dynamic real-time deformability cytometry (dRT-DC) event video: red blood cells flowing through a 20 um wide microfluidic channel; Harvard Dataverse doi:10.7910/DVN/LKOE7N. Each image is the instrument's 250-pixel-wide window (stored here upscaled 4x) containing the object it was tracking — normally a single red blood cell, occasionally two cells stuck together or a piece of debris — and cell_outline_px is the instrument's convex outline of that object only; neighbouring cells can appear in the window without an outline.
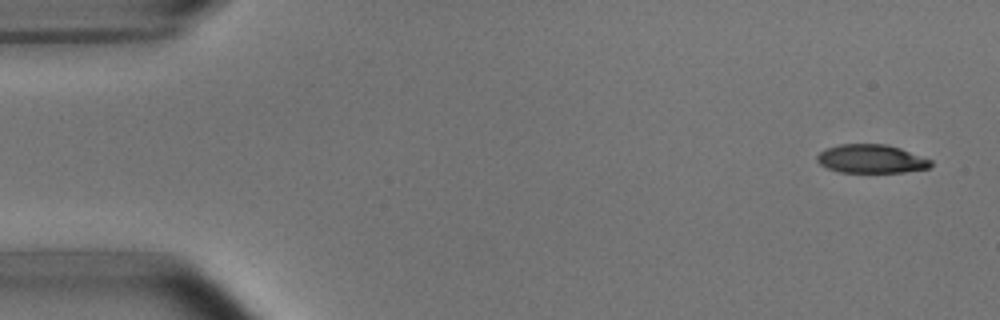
{"species": "common noctule bat (a hibernating species)", "species_latin": "Nyctalus noctula", "temperature_condition": "room temperature", "stored_images_in_passage": 5, "camera_frame_rate_fps": 3000, "um_per_image_px": 0.085, "animal": {"sex": "male", "body_mass_g": 15.6}, "frame": {"image": 1, "passage_image": 1, "time_ms": 0.0, "image_size_px": [1000, 320], "cell_outline_px": [[932, 164], [928, 168], [904, 172], [840, 172], [828, 168], [820, 164], [816, 160], [816, 156], [820, 152], [828, 148], [840, 144], [884, 144], [900, 148], [932, 160]], "centroid_in_image_um": [74.05, 13.5], "position_along_channel_um": 10.9, "area_um2": 18.79}}